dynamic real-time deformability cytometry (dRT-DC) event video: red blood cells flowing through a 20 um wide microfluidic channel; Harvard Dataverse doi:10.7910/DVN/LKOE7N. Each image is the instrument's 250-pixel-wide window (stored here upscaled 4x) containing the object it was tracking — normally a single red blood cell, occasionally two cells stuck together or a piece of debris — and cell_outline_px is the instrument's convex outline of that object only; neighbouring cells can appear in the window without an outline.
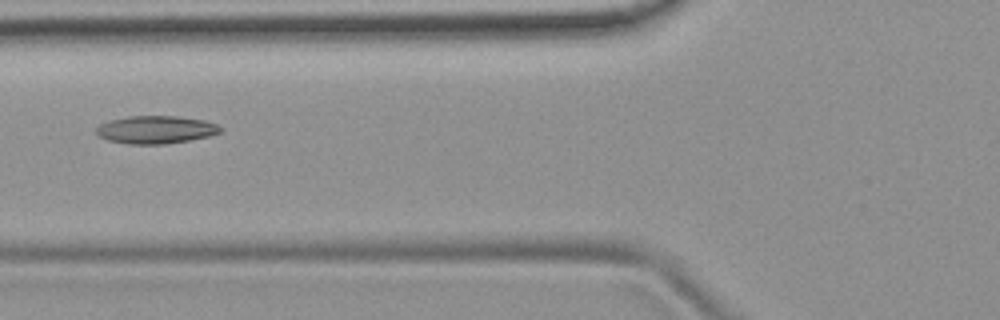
{"species": "common noctule bat (a hibernating species)", "species_latin": "Nyctalus noctula", "temperature_condition": "room temperature", "stored_images_in_passage": 5, "camera_frame_rate_fps": 3000, "um_per_image_px": 0.085, "animal": {"sex": "female", "body_mass_g": 19.9}, "frame": {"image": 1, "passage_image": 5, "time_ms": 4.667, "image_size_px": [1000, 320], "cell_outline_px": [[220, 132], [208, 136], [188, 140], [164, 144], [128, 144], [108, 140], [100, 136], [96, 132], [96, 128], [100, 124], [108, 120], [128, 116], [176, 116], [204, 120], [216, 124], [220, 128]], "centroid_in_image_um": [13.2, 11.02], "position_along_channel_um": 112.6, "area_um2": 19.94}}